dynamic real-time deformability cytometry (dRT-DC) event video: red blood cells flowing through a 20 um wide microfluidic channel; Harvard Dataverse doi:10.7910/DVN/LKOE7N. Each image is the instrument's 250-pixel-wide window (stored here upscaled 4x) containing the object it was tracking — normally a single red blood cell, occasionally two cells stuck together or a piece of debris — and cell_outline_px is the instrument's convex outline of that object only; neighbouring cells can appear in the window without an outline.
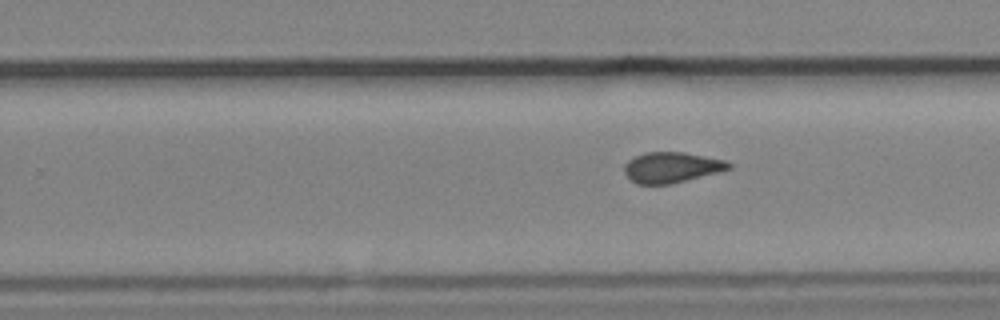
{"species": "common noctule bat (a hibernating species)", "species_latin": "Nyctalus noctula", "temperature_condition": "cold", "stored_images_in_passage": 13, "camera_frame_rate_fps": 3000, "um_per_image_px": 0.085, "animal": {"sex": "male", "body_mass_g": 19.2, "forearm_length_mm": 51.8}, "frame": {"image": 1, "passage_image": 11, "time_ms": 3.333, "image_size_px": [1000, 320], "cell_outline_px": [[732, 168], [672, 184], [636, 184], [624, 172], [624, 164], [628, 160], [644, 152], [684, 152], [724, 160], [732, 164]], "centroid_in_image_um": [57.06, 14.22], "position_along_channel_um": 272.7, "area_um2": 18.5}}